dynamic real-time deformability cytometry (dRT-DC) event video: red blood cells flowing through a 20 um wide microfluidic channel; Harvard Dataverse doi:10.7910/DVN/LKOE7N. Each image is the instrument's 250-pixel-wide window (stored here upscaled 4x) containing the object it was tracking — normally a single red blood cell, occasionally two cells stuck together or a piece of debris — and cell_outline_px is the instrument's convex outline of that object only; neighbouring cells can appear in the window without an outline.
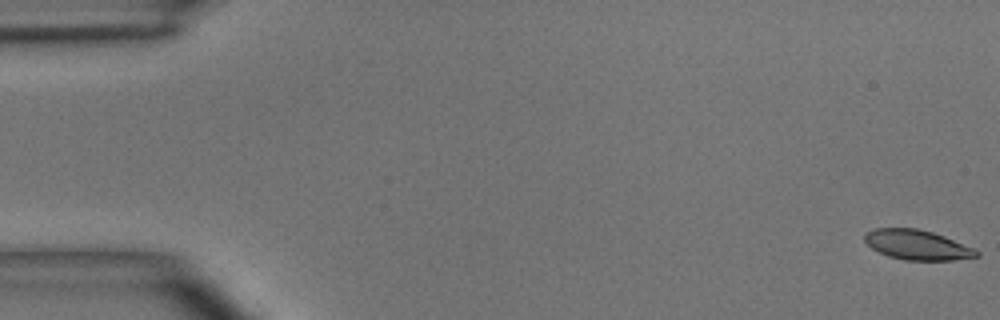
{"species": "common noctule bat (a hibernating species)", "species_latin": "Nyctalus noctula", "temperature_condition": "room temperature", "stored_images_in_passage": 5, "segment_of_instrument_passage": [1, 2], "camera_frame_rate_fps": 3000, "um_per_image_px": 0.085, "animal": {"sex": "male", "body_mass_g": 15.6}, "frame": {"image": 1, "passage_image": 1, "time_ms": 0.0, "image_size_px": [1000, 320], "cell_outline_px": [[980, 256], [952, 260], [904, 260], [888, 256], [872, 248], [864, 240], [864, 232], [872, 228], [916, 228], [932, 232], [944, 236], [972, 248], [980, 252]], "centroid_in_image_um": [77.92, 20.81], "position_along_channel_um": 7.1, "area_um2": 19.36}}
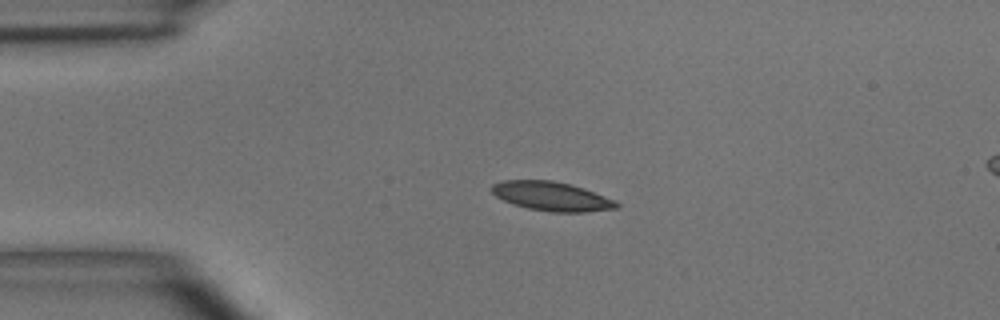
{"frame": {"image": 2, "passage_image": 4, "time_ms": 3.667, "image_size_px": [1000, 320], "cell_outline_px": [[620, 208], [584, 212], [552, 212], [528, 208], [504, 200], [496, 196], [492, 192], [492, 184], [504, 180], [552, 180], [572, 184], [584, 188], [616, 200], [620, 204]], "centroid_in_image_um": [46.95, 16.68], "position_along_channel_um": 38.1, "area_um2": 21.15}}